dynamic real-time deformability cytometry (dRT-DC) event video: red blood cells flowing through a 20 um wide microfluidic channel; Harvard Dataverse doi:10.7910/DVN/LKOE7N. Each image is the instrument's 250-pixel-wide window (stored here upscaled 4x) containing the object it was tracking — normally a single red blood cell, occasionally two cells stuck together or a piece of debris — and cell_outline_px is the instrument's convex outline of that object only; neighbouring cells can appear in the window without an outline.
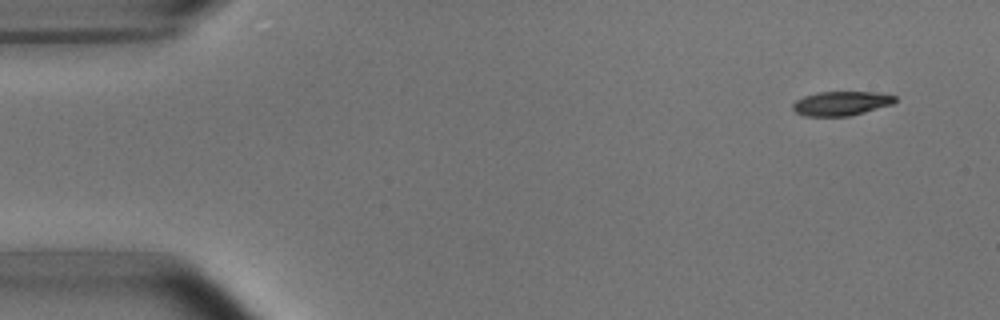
{"species": "common noctule bat (a hibernating species)", "species_latin": "Nyctalus noctula", "temperature_condition": "room temperature", "stored_images_in_passage": 5, "camera_frame_rate_fps": 3000, "um_per_image_px": 0.085, "animal": {"sex": "male", "body_mass_g": 15.6}, "frame": {"image": 1, "passage_image": 1, "time_ms": 0.0, "image_size_px": [1000, 320], "cell_outline_px": [[896, 100], [892, 104], [864, 112], [848, 116], [804, 116], [796, 112], [792, 108], [792, 104], [796, 100], [804, 96], [820, 92], [876, 92], [896, 96]], "centroid_in_image_um": [71.48, 8.79], "position_along_channel_um": 13.5, "area_um2": 14.33}}
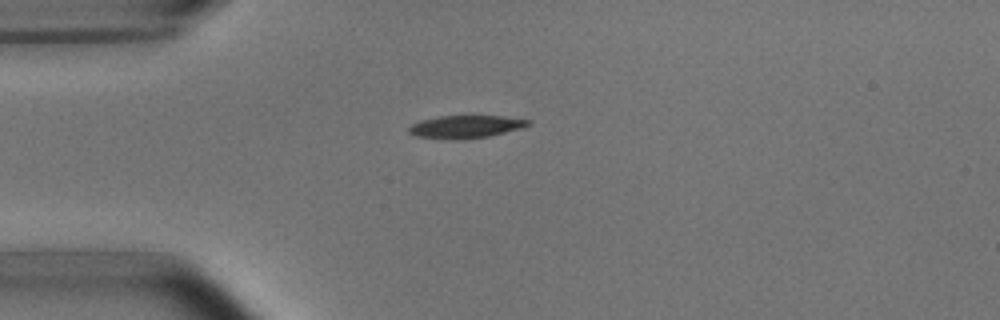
{"frame": {"image": 2, "passage_image": 3, "time_ms": 3.333, "image_size_px": [1000, 320], "cell_outline_px": [[532, 124], [524, 128], [488, 136], [464, 140], [452, 140], [416, 136], [408, 132], [408, 128], [412, 124], [420, 120], [440, 116], [500, 116], [532, 120]], "centroid_in_image_um": [39.61, 10.78], "position_along_channel_um": 45.4, "area_um2": 16.01}}